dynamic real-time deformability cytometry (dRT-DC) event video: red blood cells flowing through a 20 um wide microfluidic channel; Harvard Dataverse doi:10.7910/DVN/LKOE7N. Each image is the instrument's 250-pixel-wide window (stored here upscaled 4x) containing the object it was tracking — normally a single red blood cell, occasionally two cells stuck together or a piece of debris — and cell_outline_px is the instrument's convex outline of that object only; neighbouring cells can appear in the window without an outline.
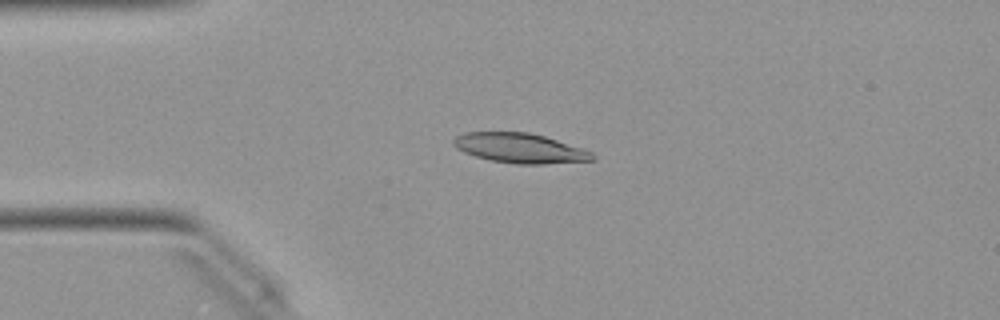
{"species": "Egyptian fruit bat (a non-hibernating species)", "species_latin": "Rousettus aegyptiacus", "temperature_condition": "warm", "stored_images_in_passage": 50, "camera_frame_rate_fps": 3000, "um_per_image_px": 0.085, "animal": {"sex": "female"}, "frame": {"image": 1, "passage_image": 12, "time_ms": 3.667, "image_size_px": [1000, 320], "cell_outline_px": [[596, 160], [544, 164], [516, 164], [488, 160], [464, 152], [456, 148], [452, 144], [452, 140], [456, 136], [464, 132], [528, 132], [544, 136], [592, 152], [596, 156]], "centroid_in_image_um": [44.17, 12.6], "position_along_channel_um": 40.8, "area_um2": 24.1}}
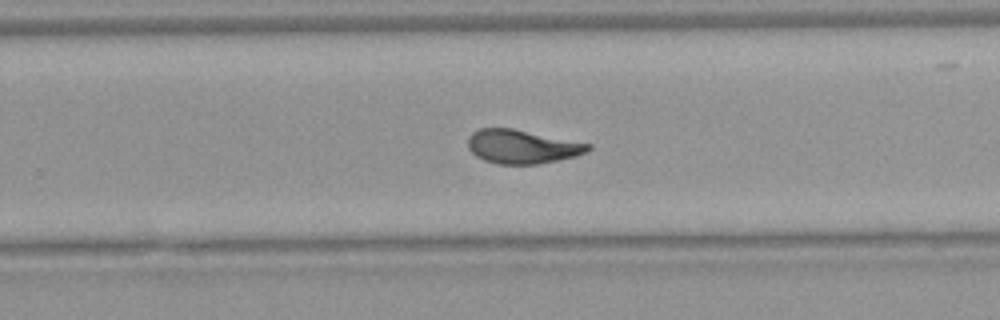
{"frame": {"image": 2, "passage_image": 32, "time_ms": 10.333, "image_size_px": [1000, 320], "cell_outline_px": [[592, 148], [588, 152], [576, 156], [540, 164], [496, 164], [484, 160], [476, 156], [468, 148], [468, 136], [472, 132], [480, 128], [512, 128], [592, 144]], "centroid_in_image_um": [44.38, 12.46], "position_along_channel_um": 285.4, "area_um2": 23.81}}
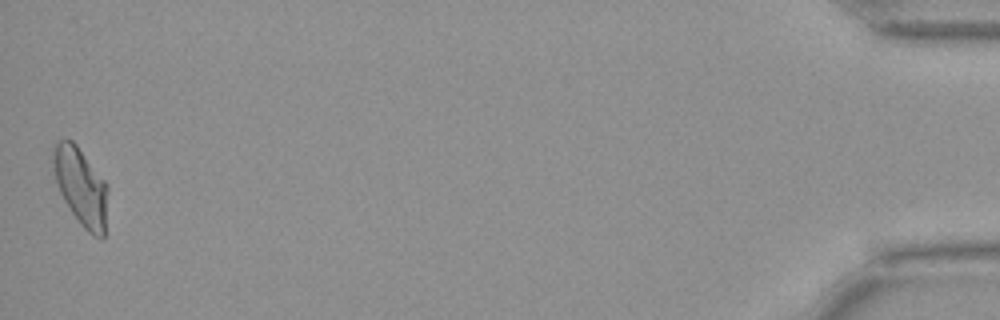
{"frame": {"image": 3, "passage_image": 50, "time_ms": 16.333, "image_size_px": [1000, 320], "cell_outline_px": [[108, 192], [104, 236], [100, 240], [92, 236], [80, 224], [64, 200], [60, 192], [56, 180], [52, 160], [52, 152], [56, 144], [60, 140], [72, 140], [76, 144], [104, 180], [108, 188]], "centroid_in_image_um": [6.89, 15.9], "position_along_channel_um": 428.3, "area_um2": 24.51}, "authors_computed_cell_mechanics": {"area_um2": 23.8425, "velocity_mm_per_s": 4.0251, "shape_relaxation_time_tau1_ms": 6.4947, "shape_relaxation_time_tau2_ms": 1.8282, "deformation_change_tau1": 0.2107, "deformation_change_tau2": 0.0783}}